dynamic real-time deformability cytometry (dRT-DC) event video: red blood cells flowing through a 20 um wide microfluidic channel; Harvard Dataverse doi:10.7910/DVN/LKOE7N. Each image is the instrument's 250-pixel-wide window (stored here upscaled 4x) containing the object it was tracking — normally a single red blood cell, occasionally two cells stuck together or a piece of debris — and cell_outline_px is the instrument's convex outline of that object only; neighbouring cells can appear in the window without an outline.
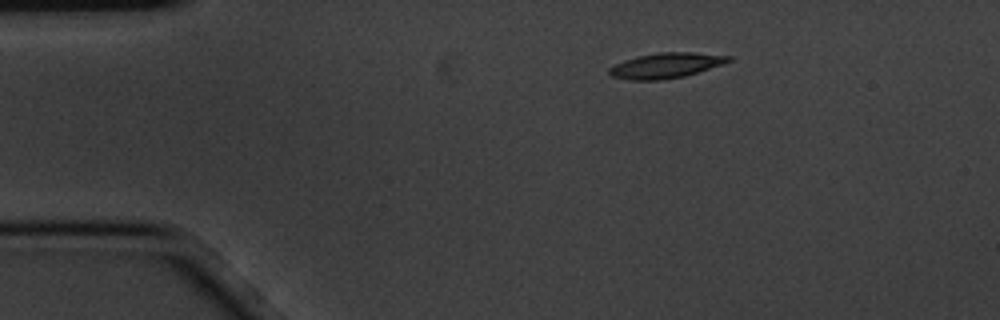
{"species": "common noctule bat (a hibernating species)", "species_latin": "Nyctalus noctula", "temperature_condition": "cold", "stored_images_in_passage": 2, "camera_frame_rate_fps": 3000, "um_per_image_px": 0.085, "animal": {"sex": "male", "body_mass_g": 20.1, "forearm_length_mm": 53.5}, "frame": {"image": 1, "passage_image": 1, "time_ms": 0.0, "image_size_px": [1000, 320], "cell_outline_px": [[732, 60], [684, 76], [660, 80], [632, 80], [612, 76], [608, 72], [608, 68], [624, 60], [636, 56], [660, 52], [692, 52], [732, 56]], "centroid_in_image_um": [56.56, 5.55], "position_along_channel_um": 28.4, "area_um2": 17.28}}